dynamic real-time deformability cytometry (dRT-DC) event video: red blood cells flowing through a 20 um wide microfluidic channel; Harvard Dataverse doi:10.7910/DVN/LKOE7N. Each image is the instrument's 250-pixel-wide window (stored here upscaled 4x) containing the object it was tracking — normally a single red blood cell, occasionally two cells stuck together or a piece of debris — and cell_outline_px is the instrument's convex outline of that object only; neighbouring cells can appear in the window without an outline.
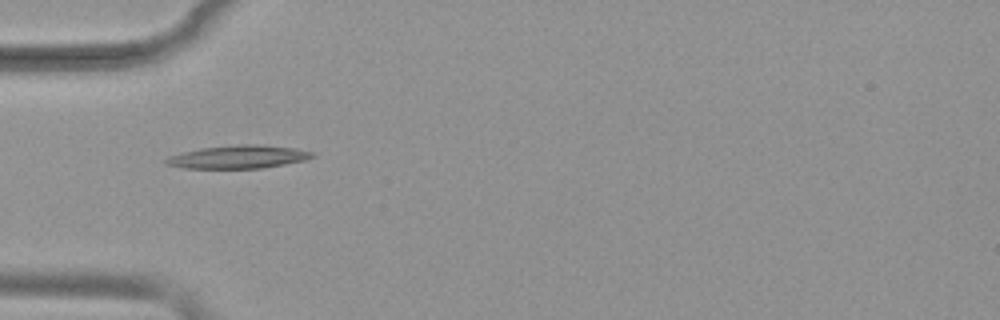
{"species": "common noctule bat (a hibernating species)", "species_latin": "Nyctalus noctula", "temperature_condition": "warm", "stored_images_in_passage": 39, "camera_frame_rate_fps": 3000, "um_per_image_px": 0.085, "animal": {"sex": "female", "body_mass_g": 19.9}, "frame": {"image": 1, "passage_image": 4, "time_ms": 1.0, "image_size_px": [1000, 320], "cell_outline_px": [[316, 156], [304, 160], [284, 164], [260, 168], [184, 168], [164, 164], [164, 160], [168, 156], [180, 152], [200, 148], [236, 144], [256, 144], [296, 148], [316, 152]], "centroid_in_image_um": [20.24, 13.32], "position_along_channel_um": 64.8, "area_um2": 19.88}}
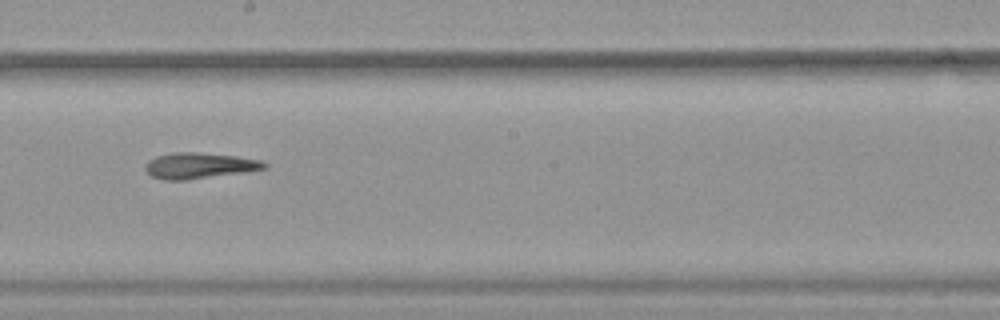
{"frame": {"image": 2, "passage_image": 17, "time_ms": 5.333, "image_size_px": [1000, 320], "cell_outline_px": [[268, 168], [244, 172], [188, 180], [164, 180], [152, 176], [144, 168], [144, 164], [148, 160], [156, 156], [172, 152], [196, 152], [236, 156], [260, 160], [268, 164]], "centroid_in_image_um": [16.92, 14.08], "position_along_channel_um": 231.3, "area_um2": 18.03}}
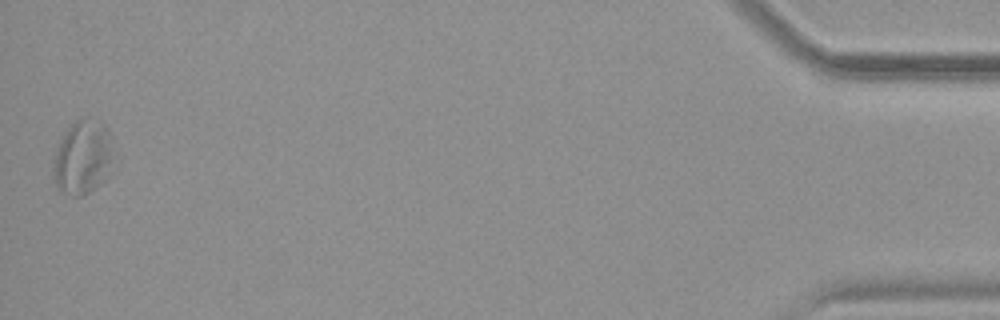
{"frame": {"image": 3, "passage_image": 39, "time_ms": 12.667, "image_size_px": [1000, 320], "cell_outline_px": [[116, 172], [112, 176], [88, 192], [80, 196], [72, 196], [60, 188], [56, 184], [52, 176], [52, 164], [56, 152], [68, 128], [76, 120], [100, 120], [108, 128]], "centroid_in_image_um": [7.11, 13.42], "position_along_channel_um": 428.1, "area_um2": 26.18}, "authors_computed_cell_mechanics": {"area_um2": 18.1492, "velocity_mm_per_s": 3.891, "shape_relaxation_time_tau1_ms": 3.8752, "shape_relaxation_time_tau2_ms": 6.1657, "deformation_change_tau1": 0.1684, "deformation_change_tau2": 0.2125}}